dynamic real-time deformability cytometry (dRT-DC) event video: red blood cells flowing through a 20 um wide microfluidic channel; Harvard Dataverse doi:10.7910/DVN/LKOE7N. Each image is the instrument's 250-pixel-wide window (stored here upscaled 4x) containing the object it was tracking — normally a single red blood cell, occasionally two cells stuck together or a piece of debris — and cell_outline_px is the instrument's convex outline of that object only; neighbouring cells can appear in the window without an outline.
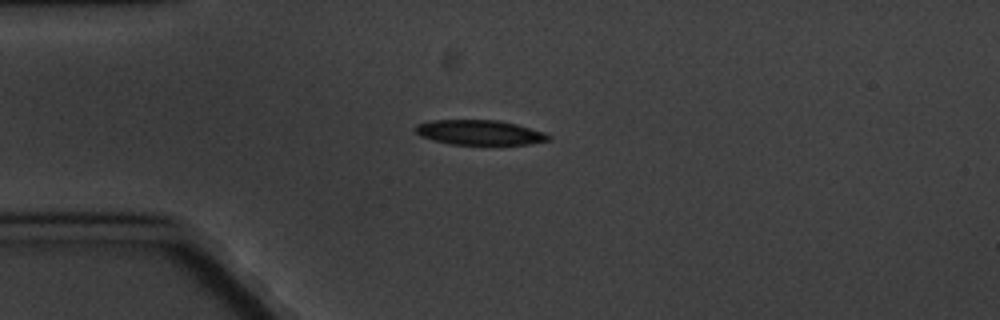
{"species": "common noctule bat (a hibernating species)", "species_latin": "Nyctalus noctula", "temperature_condition": "cold", "stored_images_in_passage": 4, "camera_frame_rate_fps": 3000, "um_per_image_px": 0.085, "animal": {"sex": "male", "body_mass_g": 20.1, "forearm_length_mm": 53.5}, "frame": {"image": 1, "passage_image": 4, "time_ms": 3.667, "image_size_px": [1000, 320], "cell_outline_px": [[552, 136], [548, 140], [528, 144], [452, 144], [420, 136], [416, 132], [416, 124], [432, 120], [500, 120], [516, 124], [544, 132]], "centroid_in_image_um": [40.78, 11.25], "position_along_channel_um": 44.2, "area_um2": 19.02}}